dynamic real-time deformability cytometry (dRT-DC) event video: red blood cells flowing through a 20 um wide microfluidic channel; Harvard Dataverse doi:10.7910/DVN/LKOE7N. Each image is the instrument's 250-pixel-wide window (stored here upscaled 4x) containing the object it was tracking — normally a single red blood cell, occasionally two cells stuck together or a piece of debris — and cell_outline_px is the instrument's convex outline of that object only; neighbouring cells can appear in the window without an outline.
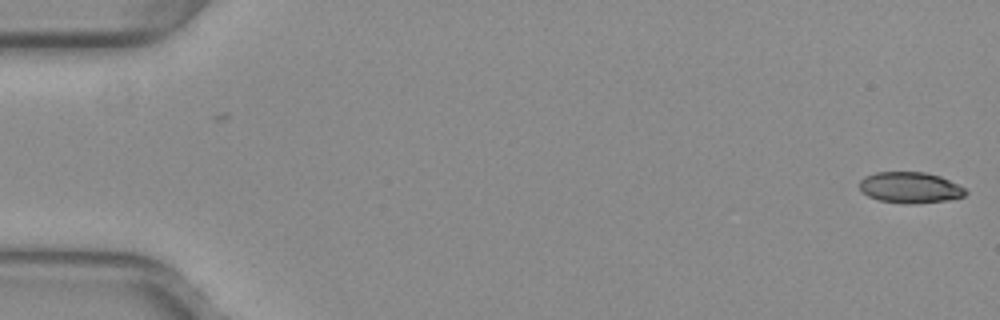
{"species": "common noctule bat (a hibernating species)", "species_latin": "Nyctalus noctula", "temperature_condition": "warm", "stored_images_in_passage": 53, "camera_frame_rate_fps": 3000, "um_per_image_px": 0.085, "animal": {"sex": "female", "body_mass_g": 29.2, "forearm_length_mm": 56.3}, "frame": {"image": 1, "passage_image": 1, "time_ms": 0.0, "image_size_px": [1000, 320], "cell_outline_px": [[968, 192], [964, 196], [944, 200], [912, 204], [880, 200], [868, 196], [860, 188], [860, 180], [864, 176], [876, 172], [924, 172], [940, 176], [964, 188]], "centroid_in_image_um": [77.34, 15.93], "position_along_channel_um": 7.7, "area_um2": 18.84}}
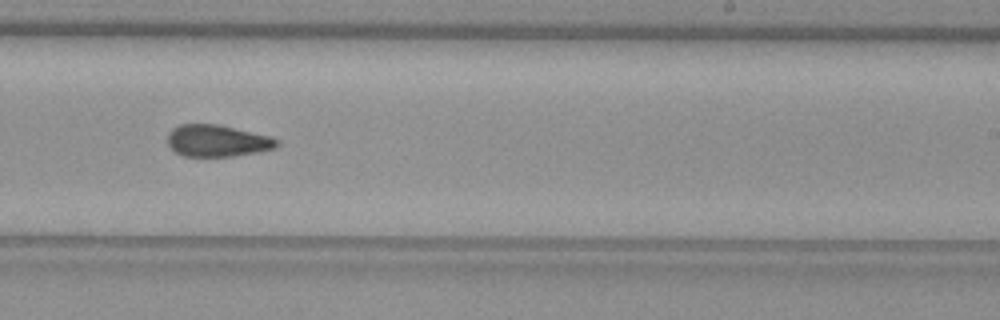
{"frame": {"image": 2, "passage_image": 33, "time_ms": 10.667, "image_size_px": [1000, 320], "cell_outline_px": [[280, 144], [276, 148], [256, 152], [232, 156], [184, 156], [176, 152], [168, 144], [168, 132], [172, 128], [180, 124], [216, 124], [268, 136], [276, 140]], "centroid_in_image_um": [18.43, 11.97], "position_along_channel_um": 270.6, "area_um2": 19.94}}
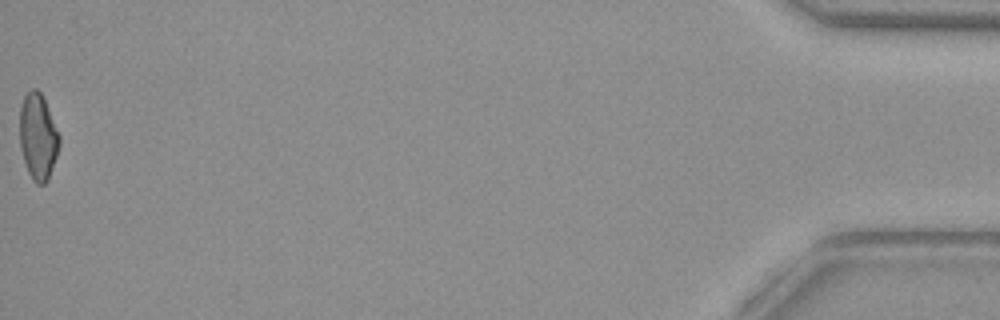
{"frame": {"image": 3, "passage_image": 53, "time_ms": 17.333, "image_size_px": [1000, 320], "cell_outline_px": [[60, 144], [48, 180], [44, 184], [36, 184], [32, 180], [28, 172], [20, 148], [20, 108], [24, 96], [32, 88], [36, 88], [40, 92], [44, 100], [60, 136]], "centroid_in_image_um": [3.22, 11.64], "position_along_channel_um": 432.0, "area_um2": 19.71}, "authors_computed_cell_mechanics": {"area_um2": 20.4612, "velocity_mm_per_s": 3.9748, "shape_relaxation_time_tau1_ms": null, "shape_relaxation_time_tau2_ms": 2.937, "deformation_change_tau1": null, "deformation_change_tau2": 0.0955}}